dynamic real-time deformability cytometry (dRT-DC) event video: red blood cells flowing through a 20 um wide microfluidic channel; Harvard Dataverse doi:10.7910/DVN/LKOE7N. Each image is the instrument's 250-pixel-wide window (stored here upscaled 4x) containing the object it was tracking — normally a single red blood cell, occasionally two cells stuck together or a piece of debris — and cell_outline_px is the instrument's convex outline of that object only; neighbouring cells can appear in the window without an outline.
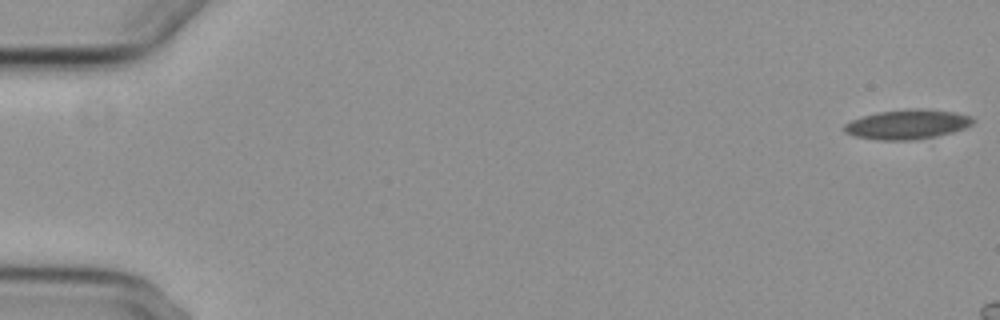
{"species": "common noctule bat (a hibernating species)", "species_latin": "Nyctalus noctula", "temperature_condition": "cold", "stored_images_in_passage": 8, "camera_frame_rate_fps": 3000, "um_per_image_px": 0.085, "animal": {"sex": "female", "body_mass_g": 29.2, "forearm_length_mm": 56.3}, "frame": {"image": 1, "passage_image": 1, "time_ms": 0.0, "image_size_px": [1000, 320], "cell_outline_px": [[976, 120], [972, 124], [964, 128], [952, 132], [936, 136], [912, 140], [880, 140], [852, 136], [844, 132], [844, 124], [852, 120], [876, 112], [908, 108], [920, 108], [952, 112], [972, 116]], "centroid_in_image_um": [77.11, 10.57], "position_along_channel_um": 7.9, "area_um2": 22.25}}